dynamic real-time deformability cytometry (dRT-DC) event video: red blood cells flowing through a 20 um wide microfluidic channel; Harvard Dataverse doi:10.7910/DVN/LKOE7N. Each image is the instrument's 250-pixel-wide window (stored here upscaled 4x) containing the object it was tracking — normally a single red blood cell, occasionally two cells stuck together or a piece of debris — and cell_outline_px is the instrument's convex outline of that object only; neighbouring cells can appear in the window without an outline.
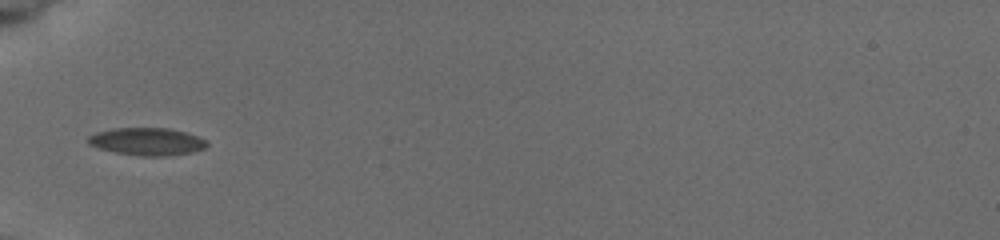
{"species": "common noctule bat (a hibernating species)", "species_latin": "Nyctalus noctula", "temperature_condition": "cold", "stored_images_in_passage": 10, "camera_frame_rate_fps": 3000, "um_per_image_px": 0.085, "animal": {"sex": "female", "body_mass_g": 19.5, "forearm_length_mm": 54.1}, "frame": {"image": 1, "passage_image": 5, "time_ms": 4.333, "image_size_px": [1000, 240], "cell_outline_px": [[208, 144], [204, 148], [192, 152], [164, 156], [144, 156], [116, 152], [100, 148], [88, 144], [88, 136], [96, 132], [112, 128], [168, 128], [184, 132], [196, 136], [204, 140]], "centroid_in_image_um": [12.47, 12.02], "position_along_channel_um": 72.5, "area_um2": 18.79}}
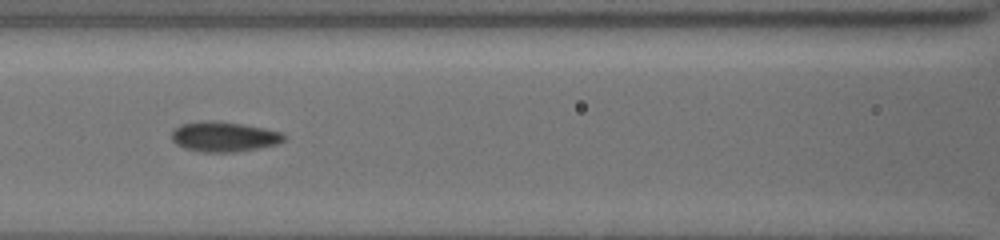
{"frame": {"image": 2, "passage_image": 7, "time_ms": 6.333, "image_size_px": [1000, 240], "cell_outline_px": [[284, 140], [276, 144], [236, 152], [200, 152], [184, 148], [176, 144], [172, 140], [172, 132], [180, 124], [212, 120], [240, 124], [280, 132], [284, 136]], "centroid_in_image_um": [18.97, 11.63], "position_along_channel_um": 147.6, "area_um2": 19.25}}
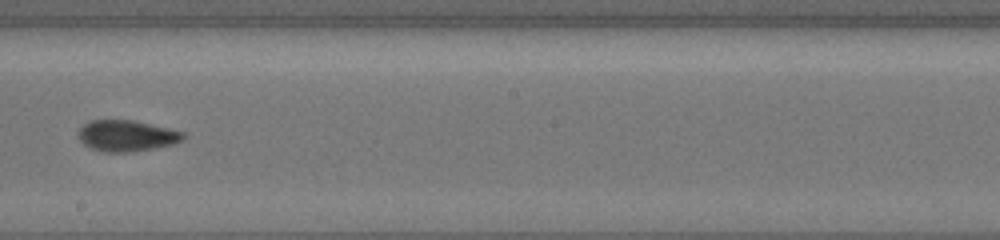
{"frame": {"image": 3, "passage_image": 9, "time_ms": 8.667, "image_size_px": [1000, 240], "cell_outline_px": [[188, 136], [184, 140], [176, 144], [128, 152], [104, 152], [92, 148], [84, 144], [80, 140], [76, 132], [88, 120], [132, 120], [168, 128], [184, 132]], "centroid_in_image_um": [10.78, 11.53], "position_along_channel_um": 237.4, "area_um2": 19.13}}